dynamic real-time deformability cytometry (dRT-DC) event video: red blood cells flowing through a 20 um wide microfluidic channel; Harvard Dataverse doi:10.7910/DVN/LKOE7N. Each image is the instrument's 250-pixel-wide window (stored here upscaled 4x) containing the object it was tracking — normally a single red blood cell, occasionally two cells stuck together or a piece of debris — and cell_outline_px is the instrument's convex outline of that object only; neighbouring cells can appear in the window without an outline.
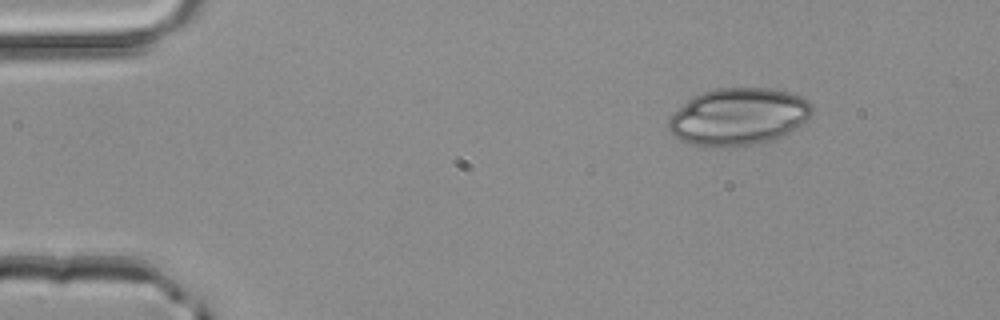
{"species": "common noctule bat (a hibernating species)", "species_latin": "Nyctalus noctula", "temperature_condition": "room temperature", "stored_images_in_passage": 44, "camera_frame_rate_fps": 3000, "um_per_image_px": 0.085, "animal": {"sex": "male", "body_mass_g": 20.4}, "frame": {"image": 1, "passage_image": 1, "time_ms": 0.0, "image_size_px": [1000, 320], "cell_outline_px": [[812, 112], [800, 124], [788, 132], [780, 136], [768, 140], [748, 144], [712, 148], [692, 144], [680, 140], [668, 128], [668, 120], [692, 96], [700, 92], [716, 88], [768, 88], [788, 92], [800, 96], [808, 100], [812, 104]], "centroid_in_image_um": [62.73, 9.9], "position_along_channel_um": 22.3, "area_um2": 47.16}}
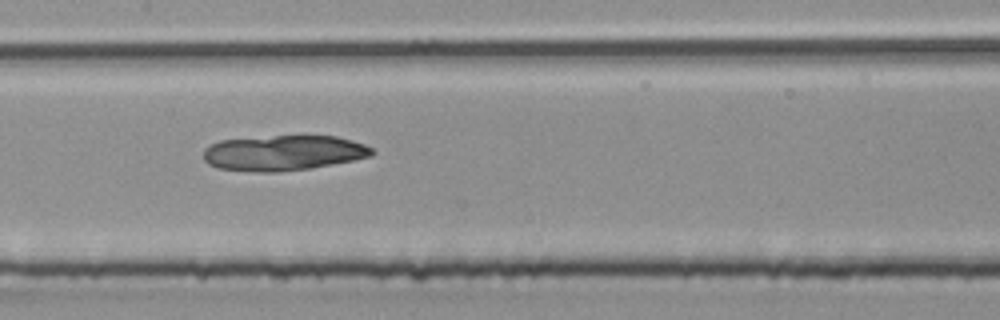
{"frame": {"image": 2, "passage_image": 19, "time_ms": 6.0, "image_size_px": [1000, 320], "cell_outline_px": [[376, 152], [372, 156], [312, 168], [276, 172], [260, 172], [220, 168], [208, 164], [204, 160], [204, 148], [220, 140], [304, 132], [336, 136], [352, 140], [364, 144], [372, 148]], "centroid_in_image_um": [24.14, 12.94], "position_along_channel_um": 183.3, "area_um2": 35.78}}
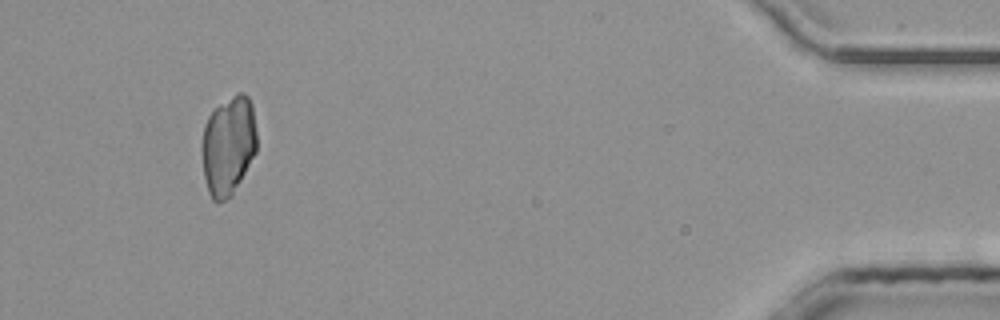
{"frame": {"image": 3, "passage_image": 41, "time_ms": 13.333, "image_size_px": [1000, 320], "cell_outline_px": [[256, 152], [240, 180], [232, 192], [224, 200], [216, 204], [212, 200], [208, 192], [204, 176], [200, 148], [200, 144], [204, 124], [208, 116], [220, 104], [232, 96], [240, 92], [244, 92], [248, 96], [252, 104], [256, 128]], "centroid_in_image_um": [19.38, 12.35], "position_along_channel_um": 415.8, "area_um2": 31.85}}